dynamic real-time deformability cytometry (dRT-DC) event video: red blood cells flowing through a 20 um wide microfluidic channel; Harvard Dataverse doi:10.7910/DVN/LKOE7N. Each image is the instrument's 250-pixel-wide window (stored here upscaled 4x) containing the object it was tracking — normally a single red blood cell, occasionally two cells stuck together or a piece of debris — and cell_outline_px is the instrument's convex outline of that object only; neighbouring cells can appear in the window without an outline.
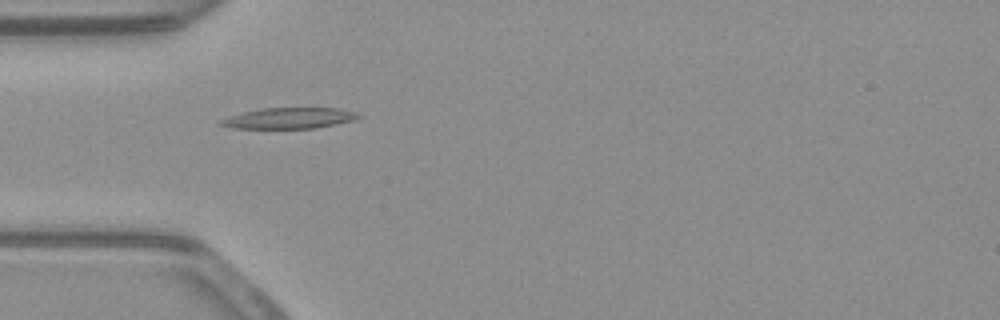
{"species": "common noctule bat (a hibernating species)", "species_latin": "Nyctalus noctula", "temperature_condition": "warm", "stored_images_in_passage": 53, "camera_frame_rate_fps": 3000, "um_per_image_px": 0.085, "animal": {"sex": "male", "body_mass_g": 23.1, "forearm_length_mm": 52.7}, "frame": {"image": 1, "passage_image": 16, "time_ms": 5.0, "image_size_px": [1000, 320], "cell_outline_px": [[364, 116], [352, 120], [336, 124], [316, 128], [232, 128], [220, 124], [220, 120], [244, 112], [260, 108], [340, 108], [356, 112]], "centroid_in_image_um": [24.64, 10.04], "position_along_channel_um": 60.4, "area_um2": 16.59}}
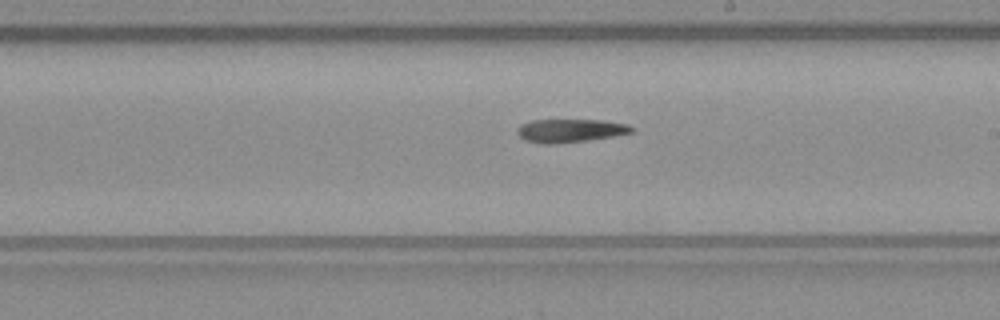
{"frame": {"image": 2, "passage_image": 30, "time_ms": 9.667, "image_size_px": [1000, 320], "cell_outline_px": [[636, 128], [632, 132], [612, 136], [588, 140], [552, 144], [544, 144], [524, 140], [516, 132], [516, 128], [520, 124], [532, 120], [600, 120], [628, 124]], "centroid_in_image_um": [48.44, 11.1], "position_along_channel_um": 240.6, "area_um2": 15.55}}
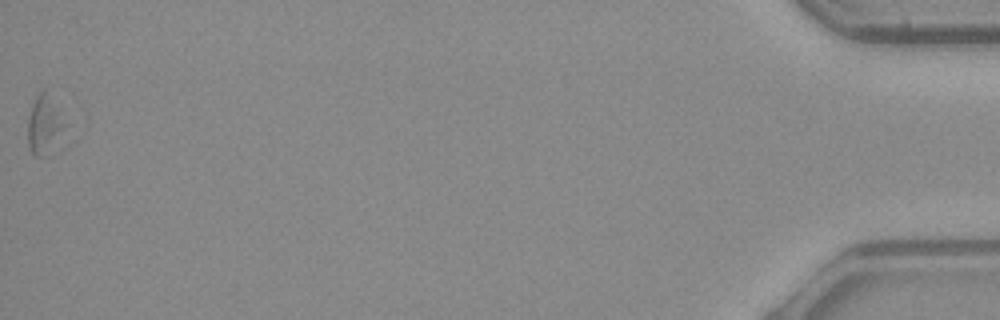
{"frame": {"image": 3, "passage_image": 53, "time_ms": 17.333, "image_size_px": [1000, 320], "cell_outline_px": [[68, 124], [40, 156], [36, 156], [28, 148], [28, 116], [32, 104], [36, 96], [44, 88]], "centroid_in_image_um": [3.73, 10.49], "position_along_channel_um": 431.5, "area_um2": 11.85}}